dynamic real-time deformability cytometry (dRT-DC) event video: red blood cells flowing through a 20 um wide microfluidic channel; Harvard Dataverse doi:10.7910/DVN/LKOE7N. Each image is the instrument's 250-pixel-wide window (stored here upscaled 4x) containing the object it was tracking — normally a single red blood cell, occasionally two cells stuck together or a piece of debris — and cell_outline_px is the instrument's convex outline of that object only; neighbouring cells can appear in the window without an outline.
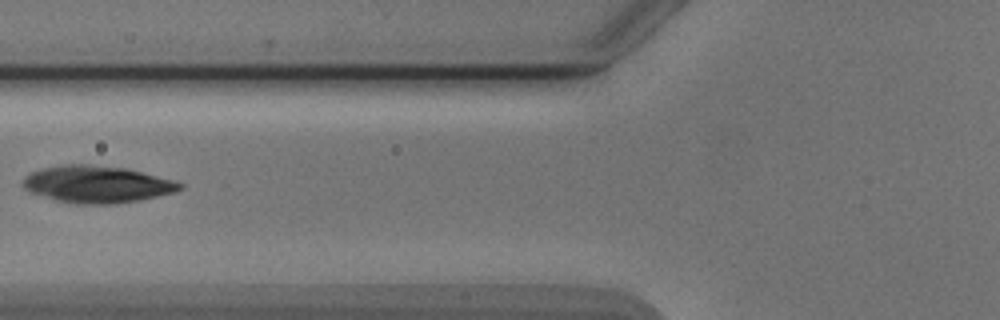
{"species": "Egyptian fruit bat (a non-hibernating species)", "species_latin": "Rousettus aegyptiacus", "temperature_condition": "cold", "stored_images_in_passage": 7, "camera_frame_rate_fps": 3000, "um_per_image_px": 0.085, "animal": {"sex": "male"}, "frame": {"image": 1, "passage_image": 6, "time_ms": 6.0, "image_size_px": [1000, 320], "cell_outline_px": [[184, 188], [176, 192], [140, 200], [116, 204], [80, 204], [56, 200], [32, 192], [24, 188], [24, 176], [32, 172], [44, 168], [64, 164], [88, 164], [124, 168], [172, 180], [184, 184]], "centroid_in_image_um": [8.27, 15.67], "position_along_channel_um": 117.5, "area_um2": 33.52}}
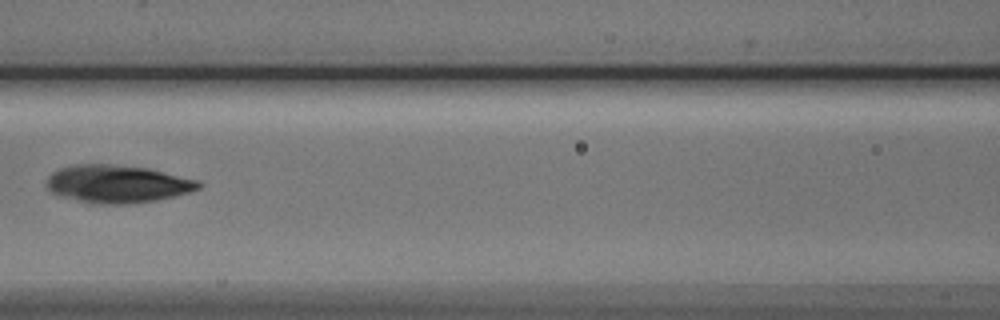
{"frame": {"image": 2, "passage_image": 7, "time_ms": 7.0, "image_size_px": [1000, 320], "cell_outline_px": [[204, 184], [200, 188], [176, 196], [156, 200], [128, 204], [96, 204], [60, 196], [52, 192], [48, 188], [48, 176], [52, 172], [60, 168], [76, 164], [108, 164], [148, 168], [200, 180]], "centroid_in_image_um": [10.02, 15.63], "position_along_channel_um": 156.6, "area_um2": 33.47}}